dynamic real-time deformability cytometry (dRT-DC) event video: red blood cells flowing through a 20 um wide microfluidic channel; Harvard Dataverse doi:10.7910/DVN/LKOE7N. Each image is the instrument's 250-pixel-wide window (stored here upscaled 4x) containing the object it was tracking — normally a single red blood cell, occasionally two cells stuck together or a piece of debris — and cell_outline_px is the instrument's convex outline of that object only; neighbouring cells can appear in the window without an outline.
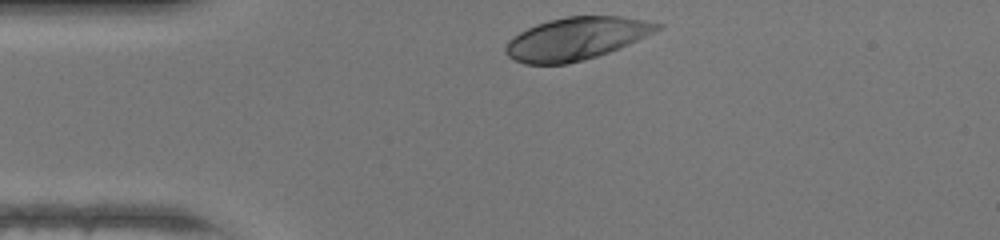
{"species": "human", "species_latin": "Homo sapiens", "temperature_condition": "warm", "stored_images_in_passage": 28, "camera_frame_rate_fps": 3000, "um_per_image_px": 0.085, "donor": {"sex": "female"}, "frame": {"image": 1, "passage_image": 1, "time_ms": 0.0, "image_size_px": [1000, 240], "cell_outline_px": [[664, 28], [628, 44], [608, 52], [596, 56], [568, 64], [524, 64], [508, 56], [504, 52], [504, 48], [508, 40], [512, 36], [536, 24], [548, 20], [568, 16], [620, 16], [644, 20], [664, 24]], "centroid_in_image_um": [48.97, 3.27], "position_along_channel_um": 36.0, "area_um2": 37.57}}
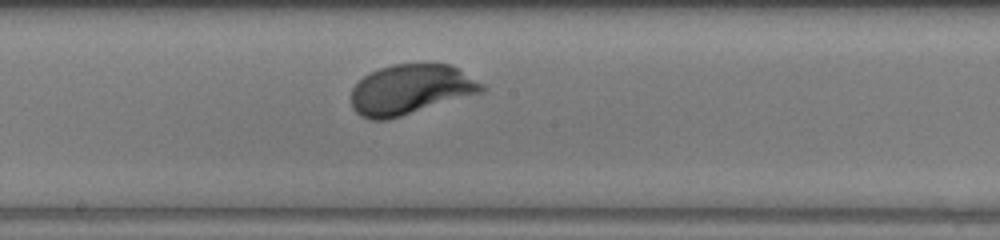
{"frame": {"image": 2, "passage_image": 16, "time_ms": 5.0, "image_size_px": [1000, 240], "cell_outline_px": [[488, 88], [484, 92], [388, 120], [368, 120], [360, 116], [352, 108], [352, 88], [364, 76], [380, 68], [392, 64], [452, 64], [484, 84]], "centroid_in_image_um": [34.93, 7.62], "position_along_channel_um": 213.3, "area_um2": 38.26}}
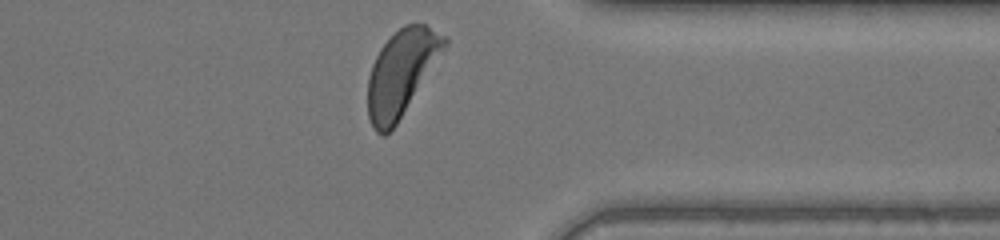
{"frame": {"image": 3, "passage_image": 28, "time_ms": 9.0, "image_size_px": [1000, 240], "cell_outline_px": [[448, 44], [396, 124], [384, 136], [380, 136], [372, 128], [368, 116], [368, 76], [372, 64], [380, 48], [404, 24], [424, 24], [448, 36]], "centroid_in_image_um": [34.11, 6.18], "position_along_channel_um": 377.3, "area_um2": 37.74}, "authors_computed_cell_mechanics": {"area_um2": 37.8012, "velocity_mm_per_s": 4.29, "shape_relaxation_time_tau1_ms": 1.766, "shape_relaxation_time_tau2_ms": null, "deformation_change_tau1": 0.1735, "deformation_change_tau2": null}}